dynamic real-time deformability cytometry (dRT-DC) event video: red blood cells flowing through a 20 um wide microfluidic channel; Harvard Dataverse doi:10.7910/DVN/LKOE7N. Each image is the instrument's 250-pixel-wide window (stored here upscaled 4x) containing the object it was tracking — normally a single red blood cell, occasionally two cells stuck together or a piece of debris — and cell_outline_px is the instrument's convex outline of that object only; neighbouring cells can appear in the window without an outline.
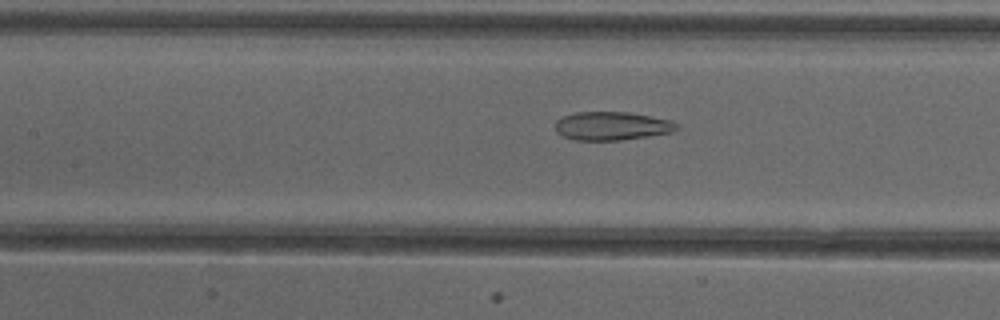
{"species": "common noctule bat (a hibernating species)", "species_latin": "Nyctalus noctula", "temperature_condition": "cold", "stored_images_in_passage": 51, "camera_frame_rate_fps": 3000, "um_per_image_px": 0.085, "animal": {"sex": "female"}, "frame": {"image": 1, "passage_image": 23, "time_ms": 7.333, "image_size_px": [1000, 320], "cell_outline_px": [[680, 128], [672, 132], [648, 136], [620, 140], [576, 140], [564, 136], [556, 132], [556, 120], [564, 116], [576, 112], [628, 112], [672, 120], [680, 124]], "centroid_in_image_um": [52.05, 10.7], "position_along_channel_um": 155.3, "area_um2": 20.17}}
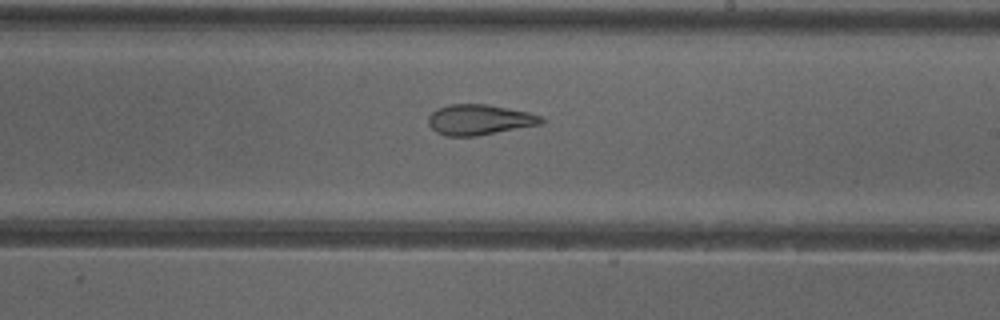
{"frame": {"image": 2, "passage_image": 30, "time_ms": 9.667, "image_size_px": [1000, 320], "cell_outline_px": [[544, 124], [476, 136], [448, 136], [436, 132], [428, 124], [428, 116], [436, 108], [448, 104], [488, 104], [528, 112], [544, 116]], "centroid_in_image_um": [40.77, 10.17], "position_along_channel_um": 248.2, "area_um2": 20.29}}
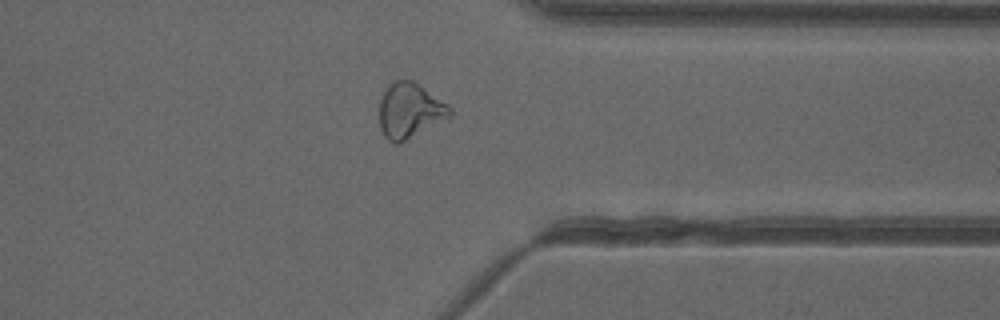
{"frame": {"image": 3, "passage_image": 40, "time_ms": 13.0, "image_size_px": [1000, 320], "cell_outline_px": [[452, 116], [396, 144], [392, 144], [384, 136], [380, 128], [380, 100], [384, 92], [396, 80], [412, 80], [448, 104], [452, 108]], "centroid_in_image_um": [34.83, 9.41], "position_along_channel_um": 376.6, "area_um2": 22.2}, "authors_computed_cell_mechanics": {"area_um2": 24.7962, "velocity_mm_per_s": 3.9983, "shape_relaxation_time_tau1_ms": null, "shape_relaxation_time_tau2_ms": 1.9584, "deformation_change_tau1": null, "deformation_change_tau2": 0.1084}}